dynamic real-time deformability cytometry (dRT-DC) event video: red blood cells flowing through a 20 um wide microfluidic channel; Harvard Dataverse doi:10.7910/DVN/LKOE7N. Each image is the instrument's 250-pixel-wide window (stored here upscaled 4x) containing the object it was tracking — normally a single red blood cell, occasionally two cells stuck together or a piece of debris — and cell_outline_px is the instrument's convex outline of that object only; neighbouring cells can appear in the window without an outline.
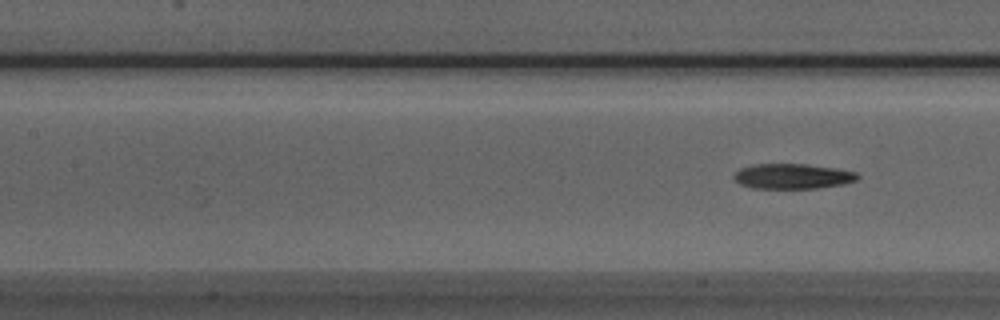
{"species": "Egyptian fruit bat (a non-hibernating species)", "species_latin": "Rousettus aegyptiacus", "temperature_condition": "room temperature", "stored_images_in_passage": 8, "camera_frame_rate_fps": 3000, "um_per_image_px": 0.085, "animal": {"sex": "male"}, "frame": {"image": 1, "passage_image": 8, "time_ms": 2.333, "image_size_px": [1000, 320], "cell_outline_px": [[860, 176], [856, 180], [844, 184], [816, 188], [752, 188], [740, 184], [732, 176], [740, 168], [756, 164], [804, 164], [836, 168], [856, 172]], "centroid_in_image_um": [67.37, 14.98], "position_along_channel_um": 140.0, "area_um2": 18.03}}